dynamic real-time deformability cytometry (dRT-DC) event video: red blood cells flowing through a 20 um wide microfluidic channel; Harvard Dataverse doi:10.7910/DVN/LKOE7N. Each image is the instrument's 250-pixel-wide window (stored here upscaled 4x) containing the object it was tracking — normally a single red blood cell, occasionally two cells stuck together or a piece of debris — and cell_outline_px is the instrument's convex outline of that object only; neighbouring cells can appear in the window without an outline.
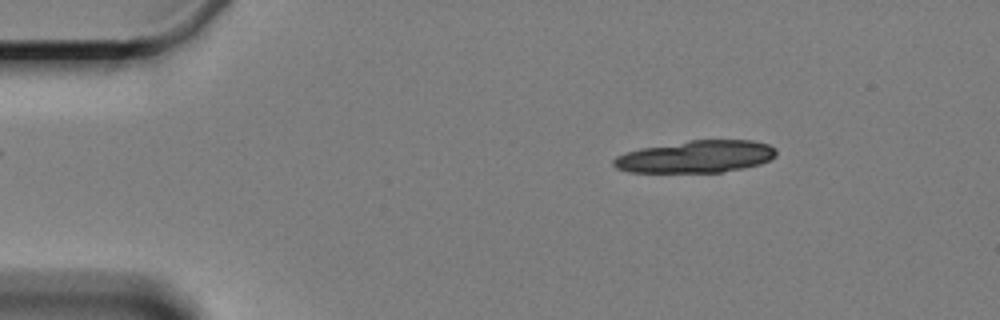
{"species": "Egyptian fruit bat (a non-hibernating species)", "species_latin": "Rousettus aegyptiacus", "temperature_condition": "cold", "stored_images_in_passage": 6, "segment_of_instrument_passage": [1, 2], "camera_frame_rate_fps": 3000, "um_per_image_px": 0.085, "animal": {"sex": "female"}, "frame": {"image": 1, "passage_image": 3, "time_ms": 2.333, "image_size_px": [1000, 320], "cell_outline_px": [[776, 156], [760, 164], [744, 168], [720, 172], [628, 172], [616, 168], [612, 164], [612, 160], [616, 156], [624, 152], [640, 148], [688, 140], [752, 140], [768, 144], [776, 148]], "centroid_in_image_um": [59.13, 13.31], "position_along_channel_um": 25.9, "area_um2": 30.69}}